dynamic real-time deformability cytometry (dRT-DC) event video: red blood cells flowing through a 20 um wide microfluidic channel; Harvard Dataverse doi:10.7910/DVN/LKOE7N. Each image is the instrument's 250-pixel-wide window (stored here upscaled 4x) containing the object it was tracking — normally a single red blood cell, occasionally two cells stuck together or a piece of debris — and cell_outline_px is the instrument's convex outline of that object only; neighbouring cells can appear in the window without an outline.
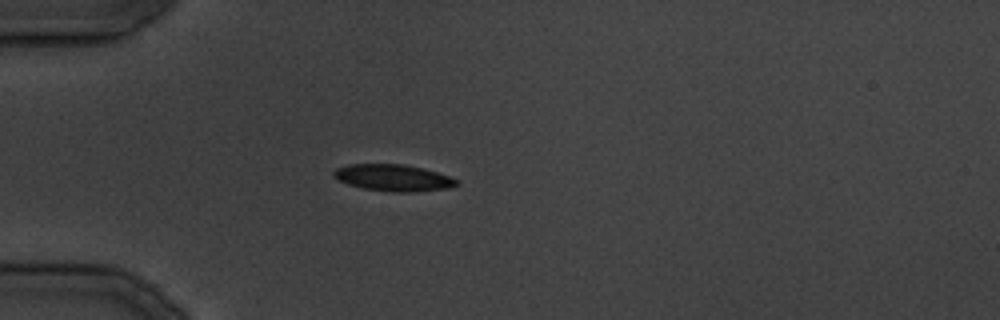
{"species": "common noctule bat (a hibernating species)", "species_latin": "Nyctalus noctula", "temperature_condition": "cold", "stored_images_in_passage": 25, "camera_frame_rate_fps": 3000, "um_per_image_px": 0.085, "animal": {"sex": "male", "body_mass_g": 19.5, "forearm_length_mm": 54.6}, "frame": {"image": 1, "passage_image": 1, "time_ms": 0.0, "image_size_px": [1000, 320], "cell_outline_px": [[460, 184], [448, 188], [412, 192], [392, 192], [364, 188], [348, 184], [332, 176], [332, 172], [336, 168], [348, 164], [404, 164], [436, 172], [460, 180]], "centroid_in_image_um": [33.43, 15.11], "position_along_channel_um": 51.6, "area_um2": 19.02}}
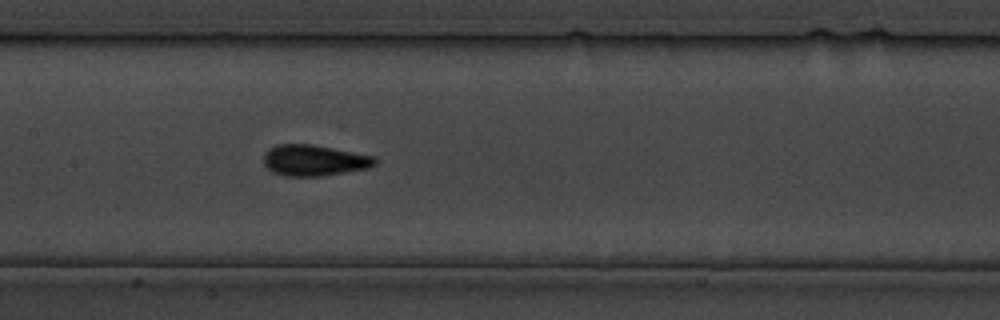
{"frame": {"image": 2, "passage_image": 8, "time_ms": 9.0, "image_size_px": [1000, 320], "cell_outline_px": [[376, 164], [368, 168], [320, 176], [284, 176], [272, 172], [264, 164], [264, 152], [268, 148], [276, 144], [312, 144], [376, 156]], "centroid_in_image_um": [26.68, 13.62], "position_along_channel_um": 180.7, "area_um2": 20.23}}
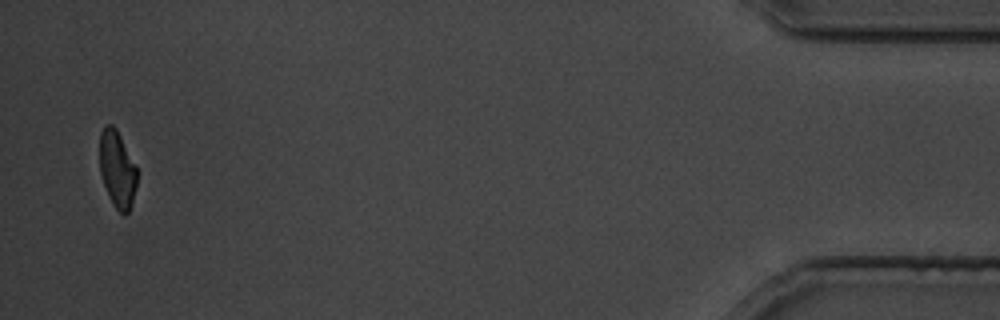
{"frame": {"image": 3, "passage_image": 25, "time_ms": 29.333, "image_size_px": [1000, 320], "cell_outline_px": [[136, 184], [132, 200], [128, 212], [124, 216], [116, 208], [108, 196], [100, 172], [100, 132], [104, 124], [112, 124], [116, 128], [136, 168]], "centroid_in_image_um": [9.93, 14.36], "position_along_channel_um": 425.3, "area_um2": 16.36}}